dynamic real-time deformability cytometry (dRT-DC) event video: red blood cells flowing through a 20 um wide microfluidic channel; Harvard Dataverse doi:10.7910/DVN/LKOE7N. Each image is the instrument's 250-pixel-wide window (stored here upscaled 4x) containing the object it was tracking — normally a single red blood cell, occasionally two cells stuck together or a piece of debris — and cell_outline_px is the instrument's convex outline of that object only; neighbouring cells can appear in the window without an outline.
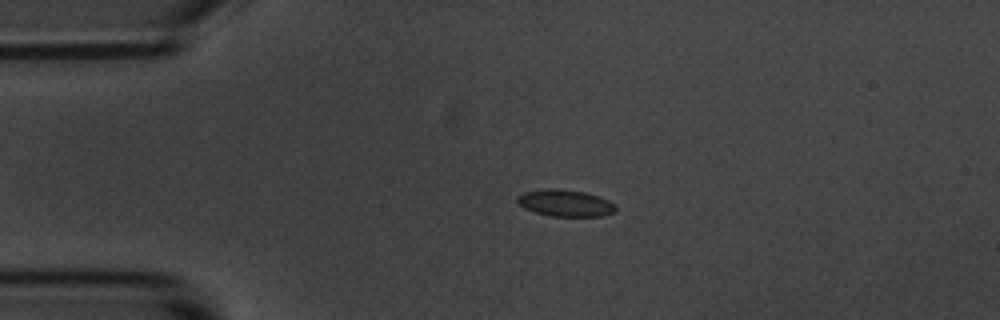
{"species": "common noctule bat (a hibernating species)", "species_latin": "Nyctalus noctula", "temperature_condition": "room temperature", "stored_images_in_passage": 2, "camera_frame_rate_fps": 3000, "um_per_image_px": 0.085, "animal": {"sex": "male", "body_mass_g": 20.1, "forearm_length_mm": 53.5}, "frame": {"image": 1, "passage_image": 1, "time_ms": 0.0, "image_size_px": [1000, 320], "cell_outline_px": [[616, 212], [604, 216], [552, 216], [536, 212], [524, 208], [516, 200], [516, 196], [524, 192], [548, 188], [556, 188], [584, 192], [608, 200], [616, 204]], "centroid_in_image_um": [48.06, 17.26], "position_along_channel_um": 36.9, "area_um2": 15.32}}